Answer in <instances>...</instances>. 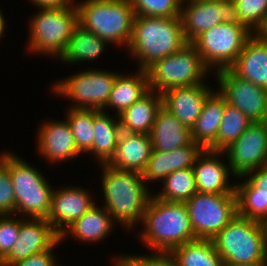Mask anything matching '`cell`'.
Wrapping results in <instances>:
<instances>
[{"instance_id":"obj_9","label":"cell","mask_w":267,"mask_h":266,"mask_svg":"<svg viewBox=\"0 0 267 266\" xmlns=\"http://www.w3.org/2000/svg\"><path fill=\"white\" fill-rule=\"evenodd\" d=\"M118 72L105 69L82 70L62 80H55L52 93L76 104L68 108L97 109L105 112Z\"/></svg>"},{"instance_id":"obj_29","label":"cell","mask_w":267,"mask_h":266,"mask_svg":"<svg viewBox=\"0 0 267 266\" xmlns=\"http://www.w3.org/2000/svg\"><path fill=\"white\" fill-rule=\"evenodd\" d=\"M224 108L225 98L216 89L205 100L202 112L191 129L192 140L204 149H209L217 140Z\"/></svg>"},{"instance_id":"obj_18","label":"cell","mask_w":267,"mask_h":266,"mask_svg":"<svg viewBox=\"0 0 267 266\" xmlns=\"http://www.w3.org/2000/svg\"><path fill=\"white\" fill-rule=\"evenodd\" d=\"M37 148L38 154L52 165L66 162L80 155L76 148V143L70 125L66 118L61 120L44 121L37 128ZM70 159V160H68Z\"/></svg>"},{"instance_id":"obj_42","label":"cell","mask_w":267,"mask_h":266,"mask_svg":"<svg viewBox=\"0 0 267 266\" xmlns=\"http://www.w3.org/2000/svg\"><path fill=\"white\" fill-rule=\"evenodd\" d=\"M112 259L114 260L113 266H140L129 254L117 255Z\"/></svg>"},{"instance_id":"obj_15","label":"cell","mask_w":267,"mask_h":266,"mask_svg":"<svg viewBox=\"0 0 267 266\" xmlns=\"http://www.w3.org/2000/svg\"><path fill=\"white\" fill-rule=\"evenodd\" d=\"M60 235L45 218H25L20 223L18 238L0 260V266H11L25 258L50 249Z\"/></svg>"},{"instance_id":"obj_35","label":"cell","mask_w":267,"mask_h":266,"mask_svg":"<svg viewBox=\"0 0 267 266\" xmlns=\"http://www.w3.org/2000/svg\"><path fill=\"white\" fill-rule=\"evenodd\" d=\"M135 16L180 17L181 0H131Z\"/></svg>"},{"instance_id":"obj_3","label":"cell","mask_w":267,"mask_h":266,"mask_svg":"<svg viewBox=\"0 0 267 266\" xmlns=\"http://www.w3.org/2000/svg\"><path fill=\"white\" fill-rule=\"evenodd\" d=\"M185 44L181 17L134 16L126 49L129 56L138 60V68L146 70L155 61L176 53Z\"/></svg>"},{"instance_id":"obj_12","label":"cell","mask_w":267,"mask_h":266,"mask_svg":"<svg viewBox=\"0 0 267 266\" xmlns=\"http://www.w3.org/2000/svg\"><path fill=\"white\" fill-rule=\"evenodd\" d=\"M180 17L187 43H192L201 33L223 22L243 25L234 0L184 1Z\"/></svg>"},{"instance_id":"obj_23","label":"cell","mask_w":267,"mask_h":266,"mask_svg":"<svg viewBox=\"0 0 267 266\" xmlns=\"http://www.w3.org/2000/svg\"><path fill=\"white\" fill-rule=\"evenodd\" d=\"M228 69L237 77L267 90V42L252 35Z\"/></svg>"},{"instance_id":"obj_17","label":"cell","mask_w":267,"mask_h":266,"mask_svg":"<svg viewBox=\"0 0 267 266\" xmlns=\"http://www.w3.org/2000/svg\"><path fill=\"white\" fill-rule=\"evenodd\" d=\"M223 151L204 149L192 169L199 193L236 195L235 183L230 184L232 174L228 161L222 159ZM222 159V161L220 160ZM231 173V174H230Z\"/></svg>"},{"instance_id":"obj_38","label":"cell","mask_w":267,"mask_h":266,"mask_svg":"<svg viewBox=\"0 0 267 266\" xmlns=\"http://www.w3.org/2000/svg\"><path fill=\"white\" fill-rule=\"evenodd\" d=\"M16 214V199L9 170L0 162V215Z\"/></svg>"},{"instance_id":"obj_19","label":"cell","mask_w":267,"mask_h":266,"mask_svg":"<svg viewBox=\"0 0 267 266\" xmlns=\"http://www.w3.org/2000/svg\"><path fill=\"white\" fill-rule=\"evenodd\" d=\"M239 178L244 180L235 183L237 215L260 222L267 216V164Z\"/></svg>"},{"instance_id":"obj_37","label":"cell","mask_w":267,"mask_h":266,"mask_svg":"<svg viewBox=\"0 0 267 266\" xmlns=\"http://www.w3.org/2000/svg\"><path fill=\"white\" fill-rule=\"evenodd\" d=\"M15 215V216H14ZM24 217L16 214L0 215V260L10 251L18 238L20 223Z\"/></svg>"},{"instance_id":"obj_28","label":"cell","mask_w":267,"mask_h":266,"mask_svg":"<svg viewBox=\"0 0 267 266\" xmlns=\"http://www.w3.org/2000/svg\"><path fill=\"white\" fill-rule=\"evenodd\" d=\"M117 118V120H116ZM94 141L89 152L98 164H107L113 157L118 144L120 128L118 115L110 116L108 112L94 109Z\"/></svg>"},{"instance_id":"obj_40","label":"cell","mask_w":267,"mask_h":266,"mask_svg":"<svg viewBox=\"0 0 267 266\" xmlns=\"http://www.w3.org/2000/svg\"><path fill=\"white\" fill-rule=\"evenodd\" d=\"M140 266H179L171 253L153 252L152 254H129Z\"/></svg>"},{"instance_id":"obj_30","label":"cell","mask_w":267,"mask_h":266,"mask_svg":"<svg viewBox=\"0 0 267 266\" xmlns=\"http://www.w3.org/2000/svg\"><path fill=\"white\" fill-rule=\"evenodd\" d=\"M107 43L109 42L78 25L58 61L73 65L81 64L82 61L97 60L102 56Z\"/></svg>"},{"instance_id":"obj_43","label":"cell","mask_w":267,"mask_h":266,"mask_svg":"<svg viewBox=\"0 0 267 266\" xmlns=\"http://www.w3.org/2000/svg\"><path fill=\"white\" fill-rule=\"evenodd\" d=\"M253 35L264 42H267V15L262 19L261 24L255 29Z\"/></svg>"},{"instance_id":"obj_32","label":"cell","mask_w":267,"mask_h":266,"mask_svg":"<svg viewBox=\"0 0 267 266\" xmlns=\"http://www.w3.org/2000/svg\"><path fill=\"white\" fill-rule=\"evenodd\" d=\"M161 191L154 196L167 202H185L196 192V181L192 168L176 170L162 181Z\"/></svg>"},{"instance_id":"obj_31","label":"cell","mask_w":267,"mask_h":266,"mask_svg":"<svg viewBox=\"0 0 267 266\" xmlns=\"http://www.w3.org/2000/svg\"><path fill=\"white\" fill-rule=\"evenodd\" d=\"M179 266H225L212 240L195 239L175 247L171 252Z\"/></svg>"},{"instance_id":"obj_24","label":"cell","mask_w":267,"mask_h":266,"mask_svg":"<svg viewBox=\"0 0 267 266\" xmlns=\"http://www.w3.org/2000/svg\"><path fill=\"white\" fill-rule=\"evenodd\" d=\"M150 137L152 151H172L193 142L191 129L182 124L163 105L157 111Z\"/></svg>"},{"instance_id":"obj_26","label":"cell","mask_w":267,"mask_h":266,"mask_svg":"<svg viewBox=\"0 0 267 266\" xmlns=\"http://www.w3.org/2000/svg\"><path fill=\"white\" fill-rule=\"evenodd\" d=\"M161 106L162 94L150 90L118 115L121 130L128 133L150 135L155 116Z\"/></svg>"},{"instance_id":"obj_41","label":"cell","mask_w":267,"mask_h":266,"mask_svg":"<svg viewBox=\"0 0 267 266\" xmlns=\"http://www.w3.org/2000/svg\"><path fill=\"white\" fill-rule=\"evenodd\" d=\"M36 8H59V7H71L75 5V0H29Z\"/></svg>"},{"instance_id":"obj_8","label":"cell","mask_w":267,"mask_h":266,"mask_svg":"<svg viewBox=\"0 0 267 266\" xmlns=\"http://www.w3.org/2000/svg\"><path fill=\"white\" fill-rule=\"evenodd\" d=\"M209 71L192 43L146 69L150 90L161 94L169 89L201 84L211 74Z\"/></svg>"},{"instance_id":"obj_16","label":"cell","mask_w":267,"mask_h":266,"mask_svg":"<svg viewBox=\"0 0 267 266\" xmlns=\"http://www.w3.org/2000/svg\"><path fill=\"white\" fill-rule=\"evenodd\" d=\"M92 198L91 192L80 186L54 189L47 222L61 235L95 205Z\"/></svg>"},{"instance_id":"obj_11","label":"cell","mask_w":267,"mask_h":266,"mask_svg":"<svg viewBox=\"0 0 267 266\" xmlns=\"http://www.w3.org/2000/svg\"><path fill=\"white\" fill-rule=\"evenodd\" d=\"M184 203L197 239L212 240L237 216L236 195L196 192Z\"/></svg>"},{"instance_id":"obj_14","label":"cell","mask_w":267,"mask_h":266,"mask_svg":"<svg viewBox=\"0 0 267 266\" xmlns=\"http://www.w3.org/2000/svg\"><path fill=\"white\" fill-rule=\"evenodd\" d=\"M223 152L233 177H242L267 164V125L253 122L242 135Z\"/></svg>"},{"instance_id":"obj_27","label":"cell","mask_w":267,"mask_h":266,"mask_svg":"<svg viewBox=\"0 0 267 266\" xmlns=\"http://www.w3.org/2000/svg\"><path fill=\"white\" fill-rule=\"evenodd\" d=\"M150 91L146 70L138 69L135 74L118 73L105 108H112L119 115Z\"/></svg>"},{"instance_id":"obj_20","label":"cell","mask_w":267,"mask_h":266,"mask_svg":"<svg viewBox=\"0 0 267 266\" xmlns=\"http://www.w3.org/2000/svg\"><path fill=\"white\" fill-rule=\"evenodd\" d=\"M207 83L177 87L162 93V105L182 124L192 129L205 100L215 91Z\"/></svg>"},{"instance_id":"obj_13","label":"cell","mask_w":267,"mask_h":266,"mask_svg":"<svg viewBox=\"0 0 267 266\" xmlns=\"http://www.w3.org/2000/svg\"><path fill=\"white\" fill-rule=\"evenodd\" d=\"M218 92L226 102L239 109L252 122H264L267 116V90L234 75L229 69L215 73ZM220 89V90H219Z\"/></svg>"},{"instance_id":"obj_5","label":"cell","mask_w":267,"mask_h":266,"mask_svg":"<svg viewBox=\"0 0 267 266\" xmlns=\"http://www.w3.org/2000/svg\"><path fill=\"white\" fill-rule=\"evenodd\" d=\"M75 5L82 28L117 47L127 48L135 16L131 0H81Z\"/></svg>"},{"instance_id":"obj_46","label":"cell","mask_w":267,"mask_h":266,"mask_svg":"<svg viewBox=\"0 0 267 266\" xmlns=\"http://www.w3.org/2000/svg\"><path fill=\"white\" fill-rule=\"evenodd\" d=\"M264 266H267V241L265 244V261H264Z\"/></svg>"},{"instance_id":"obj_44","label":"cell","mask_w":267,"mask_h":266,"mask_svg":"<svg viewBox=\"0 0 267 266\" xmlns=\"http://www.w3.org/2000/svg\"><path fill=\"white\" fill-rule=\"evenodd\" d=\"M1 10L2 9H0V39L5 35L4 33H6L5 29L7 27L4 15Z\"/></svg>"},{"instance_id":"obj_45","label":"cell","mask_w":267,"mask_h":266,"mask_svg":"<svg viewBox=\"0 0 267 266\" xmlns=\"http://www.w3.org/2000/svg\"><path fill=\"white\" fill-rule=\"evenodd\" d=\"M262 233L264 235L265 241H267V216H265L261 221H260Z\"/></svg>"},{"instance_id":"obj_22","label":"cell","mask_w":267,"mask_h":266,"mask_svg":"<svg viewBox=\"0 0 267 266\" xmlns=\"http://www.w3.org/2000/svg\"><path fill=\"white\" fill-rule=\"evenodd\" d=\"M152 150L150 135L122 131L116 151L107 164L117 170L142 173L146 168Z\"/></svg>"},{"instance_id":"obj_4","label":"cell","mask_w":267,"mask_h":266,"mask_svg":"<svg viewBox=\"0 0 267 266\" xmlns=\"http://www.w3.org/2000/svg\"><path fill=\"white\" fill-rule=\"evenodd\" d=\"M0 162L9 170L16 199V215L24 218H47L55 187L32 163L7 151Z\"/></svg>"},{"instance_id":"obj_25","label":"cell","mask_w":267,"mask_h":266,"mask_svg":"<svg viewBox=\"0 0 267 266\" xmlns=\"http://www.w3.org/2000/svg\"><path fill=\"white\" fill-rule=\"evenodd\" d=\"M96 203L82 217L77 219L67 230L61 235V241L65 242L67 237L72 236L78 242L100 243L111 234L115 227V221L111 215L103 207L97 206Z\"/></svg>"},{"instance_id":"obj_34","label":"cell","mask_w":267,"mask_h":266,"mask_svg":"<svg viewBox=\"0 0 267 266\" xmlns=\"http://www.w3.org/2000/svg\"><path fill=\"white\" fill-rule=\"evenodd\" d=\"M65 114L78 152L81 155L89 154L94 141V109L68 108Z\"/></svg>"},{"instance_id":"obj_7","label":"cell","mask_w":267,"mask_h":266,"mask_svg":"<svg viewBox=\"0 0 267 266\" xmlns=\"http://www.w3.org/2000/svg\"><path fill=\"white\" fill-rule=\"evenodd\" d=\"M37 10L28 24L27 51L59 59L74 29L79 25L76 5Z\"/></svg>"},{"instance_id":"obj_6","label":"cell","mask_w":267,"mask_h":266,"mask_svg":"<svg viewBox=\"0 0 267 266\" xmlns=\"http://www.w3.org/2000/svg\"><path fill=\"white\" fill-rule=\"evenodd\" d=\"M212 242L225 266H264L266 241L259 221L237 215Z\"/></svg>"},{"instance_id":"obj_36","label":"cell","mask_w":267,"mask_h":266,"mask_svg":"<svg viewBox=\"0 0 267 266\" xmlns=\"http://www.w3.org/2000/svg\"><path fill=\"white\" fill-rule=\"evenodd\" d=\"M240 23L252 33L267 15V0H234Z\"/></svg>"},{"instance_id":"obj_39","label":"cell","mask_w":267,"mask_h":266,"mask_svg":"<svg viewBox=\"0 0 267 266\" xmlns=\"http://www.w3.org/2000/svg\"><path fill=\"white\" fill-rule=\"evenodd\" d=\"M61 242V239H59L50 249L42 253L31 255L24 260L12 264L11 266H60V264L57 263L58 260L56 259V254H54L53 251H55L54 249L56 246L59 247Z\"/></svg>"},{"instance_id":"obj_2","label":"cell","mask_w":267,"mask_h":266,"mask_svg":"<svg viewBox=\"0 0 267 266\" xmlns=\"http://www.w3.org/2000/svg\"><path fill=\"white\" fill-rule=\"evenodd\" d=\"M137 234L147 249L170 253L175 247L197 239L184 202L150 197Z\"/></svg>"},{"instance_id":"obj_33","label":"cell","mask_w":267,"mask_h":266,"mask_svg":"<svg viewBox=\"0 0 267 266\" xmlns=\"http://www.w3.org/2000/svg\"><path fill=\"white\" fill-rule=\"evenodd\" d=\"M253 122L239 109L229 105L225 99L222 122L219 126L216 142L209 148L211 151H223L235 142Z\"/></svg>"},{"instance_id":"obj_21","label":"cell","mask_w":267,"mask_h":266,"mask_svg":"<svg viewBox=\"0 0 267 266\" xmlns=\"http://www.w3.org/2000/svg\"><path fill=\"white\" fill-rule=\"evenodd\" d=\"M204 148L194 141L172 151H152L142 177L147 184L162 182L170 173L192 168ZM148 181V182H147Z\"/></svg>"},{"instance_id":"obj_10","label":"cell","mask_w":267,"mask_h":266,"mask_svg":"<svg viewBox=\"0 0 267 266\" xmlns=\"http://www.w3.org/2000/svg\"><path fill=\"white\" fill-rule=\"evenodd\" d=\"M252 35L245 25L223 22L201 33L192 44L204 65L210 71H219L234 63Z\"/></svg>"},{"instance_id":"obj_1","label":"cell","mask_w":267,"mask_h":266,"mask_svg":"<svg viewBox=\"0 0 267 266\" xmlns=\"http://www.w3.org/2000/svg\"><path fill=\"white\" fill-rule=\"evenodd\" d=\"M100 166L102 197L105 200L103 207L125 230L135 229L143 219L152 191L146 186L140 172L117 170L108 164Z\"/></svg>"}]
</instances>
